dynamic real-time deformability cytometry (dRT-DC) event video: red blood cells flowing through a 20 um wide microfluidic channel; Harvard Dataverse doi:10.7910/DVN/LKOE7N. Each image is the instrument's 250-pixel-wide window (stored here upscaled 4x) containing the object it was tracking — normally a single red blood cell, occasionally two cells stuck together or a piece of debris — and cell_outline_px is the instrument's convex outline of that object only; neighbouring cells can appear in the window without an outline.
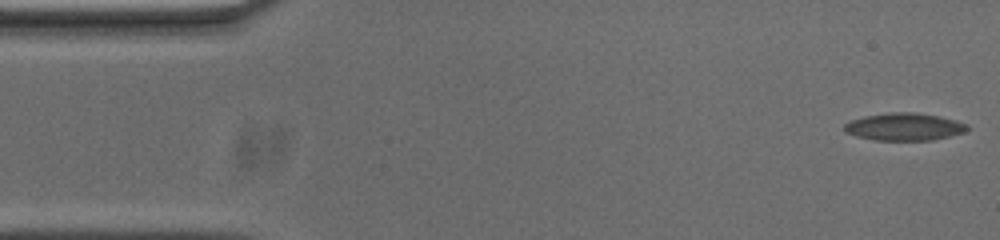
{"species": "common noctule bat (a hibernating species)", "species_latin": "Nyctalus noctula", "temperature_condition": "cold", "stored_images_in_passage": 55, "segment_of_instrument_passage": [1, 2], "camera_frame_rate_fps": 3000, "um_per_image_px": 0.085, "animal": {"sex": "male", "body_mass_g": 20.0, "forearm_length_mm": 53.3}, "frame": {"image": 1, "passage_image": 1, "time_ms": 0.0, "image_size_px": [1000, 240], "cell_outline_px": [[968, 128], [964, 132], [948, 136], [928, 140], [876, 140], [860, 136], [848, 132], [844, 128], [844, 124], [852, 120], [868, 116], [936, 116], [952, 120], [964, 124]], "centroid_in_image_um": [76.86, 10.85], "position_along_channel_um": 8.1, "area_um2": 17.57}}
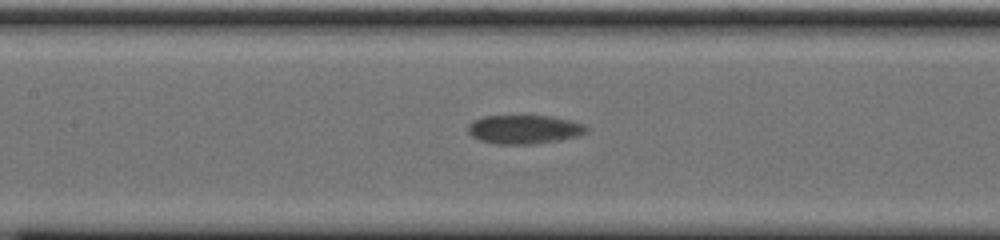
{"frame": {"image": 2, "passage_image": 24, "time_ms": 7.667, "image_size_px": [1000, 240], "cell_outline_px": [[588, 128], [584, 132], [576, 136], [536, 144], [496, 144], [480, 140], [472, 136], [468, 132], [468, 124], [484, 116], [548, 116], [568, 120], [580, 124]], "centroid_in_image_um": [44.49, 11.0], "position_along_channel_um": 162.9, "area_um2": 19.42}}
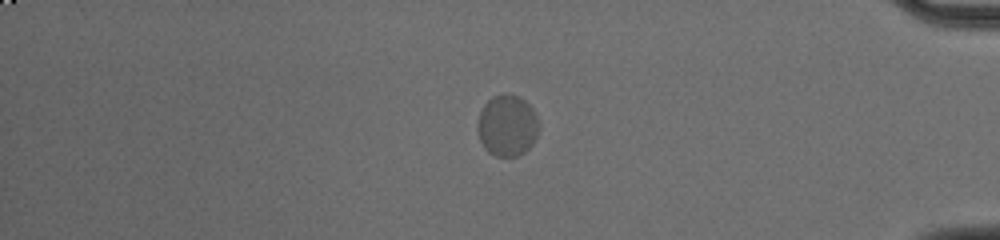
{"frame": {"image": 3, "passage_image": 47, "time_ms": 15.333, "image_size_px": [1000, 240], "cell_outline_px": [[536, 136], [532, 144], [524, 152], [516, 156], [496, 156], [488, 152], [484, 148], [480, 140], [476, 128], [476, 124], [480, 112], [484, 104], [492, 96], [504, 92], [508, 92], [520, 96], [532, 108], [536, 116]], "centroid_in_image_um": [43.06, 10.64], "position_along_channel_um": 392.1, "area_um2": 21.96}}